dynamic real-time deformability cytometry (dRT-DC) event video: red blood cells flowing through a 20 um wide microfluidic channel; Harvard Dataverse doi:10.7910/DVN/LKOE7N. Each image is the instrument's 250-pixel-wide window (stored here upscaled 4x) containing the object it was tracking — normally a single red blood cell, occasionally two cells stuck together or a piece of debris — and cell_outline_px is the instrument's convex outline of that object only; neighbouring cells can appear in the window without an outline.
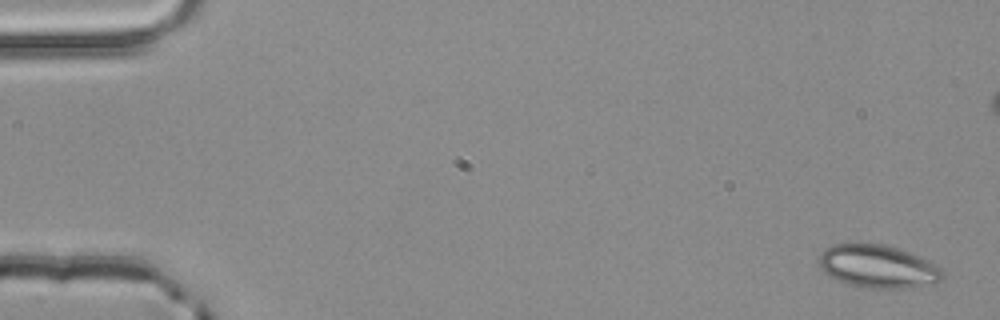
{"species": "common noctule bat (a hibernating species)", "species_latin": "Nyctalus noctula", "temperature_condition": "room temperature", "stored_images_in_passage": 5, "camera_frame_rate_fps": 3000, "um_per_image_px": 0.085, "animal": {"sex": "male", "body_mass_g": 20.4}, "frame": {"image": 1, "passage_image": 1, "time_ms": 0.0, "image_size_px": [1000, 320], "cell_outline_px": [[944, 276], [936, 284], [920, 288], [864, 288], [848, 284], [828, 276], [820, 268], [820, 252], [824, 248], [832, 244], [884, 244], [912, 252], [936, 264], [944, 272]], "centroid_in_image_um": [74.67, 22.66], "position_along_channel_um": 10.3, "area_um2": 31.5}}